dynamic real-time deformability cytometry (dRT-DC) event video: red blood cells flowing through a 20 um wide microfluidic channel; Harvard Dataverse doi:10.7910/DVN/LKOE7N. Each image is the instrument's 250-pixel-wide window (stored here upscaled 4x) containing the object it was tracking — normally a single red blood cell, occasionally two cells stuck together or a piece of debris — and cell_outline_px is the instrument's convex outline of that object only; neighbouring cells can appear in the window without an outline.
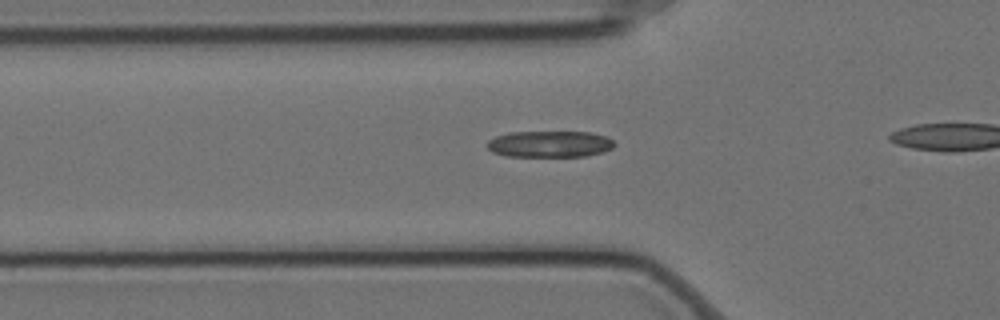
{"species": "Egyptian fruit bat (a non-hibernating species)", "species_latin": "Rousettus aegyptiacus", "temperature_condition": "cold", "stored_images_in_passage": 42, "camera_frame_rate_fps": 3000, "um_per_image_px": 0.085, "animal": {"sex": "female"}, "frame": {"image": 1, "passage_image": 15, "time_ms": 4.667, "image_size_px": [1000, 320], "cell_outline_px": [[616, 144], [612, 148], [588, 156], [504, 156], [492, 152], [488, 148], [488, 140], [496, 136], [508, 132], [592, 132], [604, 136], [612, 140]], "centroid_in_image_um": [46.71, 12.24], "position_along_channel_um": 79.1, "area_um2": 19.54}}
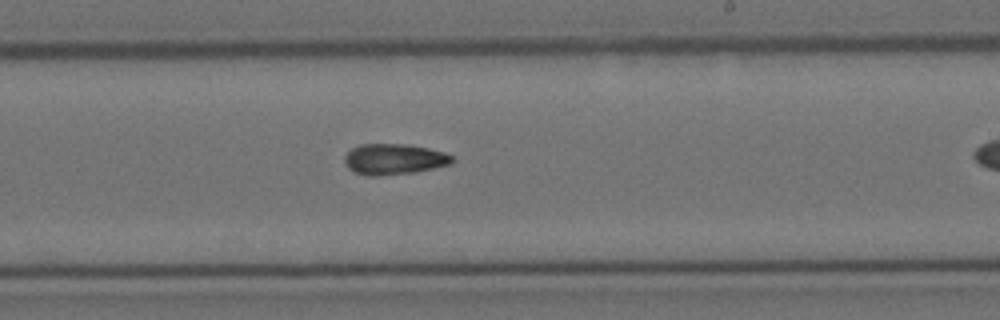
{"frame": {"image": 2, "passage_image": 30, "time_ms": 9.667, "image_size_px": [1000, 320], "cell_outline_px": [[452, 164], [416, 172], [376, 176], [368, 176], [352, 172], [344, 164], [344, 156], [352, 148], [360, 144], [408, 144], [428, 148], [444, 152], [452, 156]], "centroid_in_image_um": [33.46, 13.53], "position_along_channel_um": 255.5, "area_um2": 19.48}}
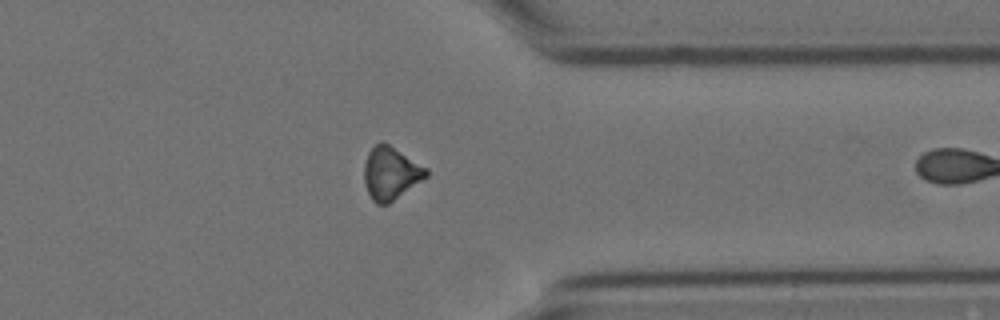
{"frame": {"image": 3, "passage_image": 41, "time_ms": 13.333, "image_size_px": [1000, 320], "cell_outline_px": [[428, 176], [388, 204], [376, 204], [372, 200], [364, 184], [364, 164], [368, 152], [380, 140], [384, 140], [428, 168]], "centroid_in_image_um": [33.21, 14.69], "position_along_channel_um": 378.2, "area_um2": 19.31}}